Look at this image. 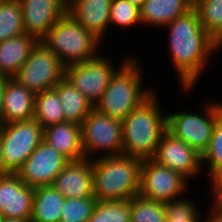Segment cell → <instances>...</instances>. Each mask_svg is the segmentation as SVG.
Listing matches in <instances>:
<instances>
[{
  "mask_svg": "<svg viewBox=\"0 0 222 222\" xmlns=\"http://www.w3.org/2000/svg\"><path fill=\"white\" fill-rule=\"evenodd\" d=\"M169 59L175 69L181 90H194L209 57L222 46L203 28L197 11L192 8L166 26ZM169 33V34H168Z\"/></svg>",
  "mask_w": 222,
  "mask_h": 222,
  "instance_id": "obj_1",
  "label": "cell"
},
{
  "mask_svg": "<svg viewBox=\"0 0 222 222\" xmlns=\"http://www.w3.org/2000/svg\"><path fill=\"white\" fill-rule=\"evenodd\" d=\"M157 94L155 90L122 121V154L140 160L154 158L160 139L166 131L167 113L161 109Z\"/></svg>",
  "mask_w": 222,
  "mask_h": 222,
  "instance_id": "obj_2",
  "label": "cell"
},
{
  "mask_svg": "<svg viewBox=\"0 0 222 222\" xmlns=\"http://www.w3.org/2000/svg\"><path fill=\"white\" fill-rule=\"evenodd\" d=\"M141 164L142 160L124 154L92 159L96 200L123 201L138 195Z\"/></svg>",
  "mask_w": 222,
  "mask_h": 222,
  "instance_id": "obj_3",
  "label": "cell"
},
{
  "mask_svg": "<svg viewBox=\"0 0 222 222\" xmlns=\"http://www.w3.org/2000/svg\"><path fill=\"white\" fill-rule=\"evenodd\" d=\"M130 57L112 75L109 84L94 108L111 118L123 121L138 105L155 90L144 88L140 60Z\"/></svg>",
  "mask_w": 222,
  "mask_h": 222,
  "instance_id": "obj_4",
  "label": "cell"
},
{
  "mask_svg": "<svg viewBox=\"0 0 222 222\" xmlns=\"http://www.w3.org/2000/svg\"><path fill=\"white\" fill-rule=\"evenodd\" d=\"M65 65L96 57L102 43L66 12L41 40Z\"/></svg>",
  "mask_w": 222,
  "mask_h": 222,
  "instance_id": "obj_5",
  "label": "cell"
},
{
  "mask_svg": "<svg viewBox=\"0 0 222 222\" xmlns=\"http://www.w3.org/2000/svg\"><path fill=\"white\" fill-rule=\"evenodd\" d=\"M207 100L202 113H166V130L196 149L201 155L208 148L217 116L222 112V102Z\"/></svg>",
  "mask_w": 222,
  "mask_h": 222,
  "instance_id": "obj_6",
  "label": "cell"
},
{
  "mask_svg": "<svg viewBox=\"0 0 222 222\" xmlns=\"http://www.w3.org/2000/svg\"><path fill=\"white\" fill-rule=\"evenodd\" d=\"M44 129L33 118L28 121L2 124L0 150L5 169L16 173L43 141Z\"/></svg>",
  "mask_w": 222,
  "mask_h": 222,
  "instance_id": "obj_7",
  "label": "cell"
},
{
  "mask_svg": "<svg viewBox=\"0 0 222 222\" xmlns=\"http://www.w3.org/2000/svg\"><path fill=\"white\" fill-rule=\"evenodd\" d=\"M81 135L85 158L94 159L97 152H100L97 157L123 153L122 121L100 113L95 108L82 122Z\"/></svg>",
  "mask_w": 222,
  "mask_h": 222,
  "instance_id": "obj_8",
  "label": "cell"
},
{
  "mask_svg": "<svg viewBox=\"0 0 222 222\" xmlns=\"http://www.w3.org/2000/svg\"><path fill=\"white\" fill-rule=\"evenodd\" d=\"M65 76V65L41 41L13 77L35 95L53 89Z\"/></svg>",
  "mask_w": 222,
  "mask_h": 222,
  "instance_id": "obj_9",
  "label": "cell"
},
{
  "mask_svg": "<svg viewBox=\"0 0 222 222\" xmlns=\"http://www.w3.org/2000/svg\"><path fill=\"white\" fill-rule=\"evenodd\" d=\"M121 60V64L114 67L113 60L108 59L102 54H99L87 61L81 63H74L65 66L64 79L72 86L80 91L93 106L102 98L107 85L116 72V70L130 57ZM104 56V57H103Z\"/></svg>",
  "mask_w": 222,
  "mask_h": 222,
  "instance_id": "obj_10",
  "label": "cell"
},
{
  "mask_svg": "<svg viewBox=\"0 0 222 222\" xmlns=\"http://www.w3.org/2000/svg\"><path fill=\"white\" fill-rule=\"evenodd\" d=\"M189 182L179 172L153 159L142 160L139 195L146 199L166 203L182 198L190 188Z\"/></svg>",
  "mask_w": 222,
  "mask_h": 222,
  "instance_id": "obj_11",
  "label": "cell"
},
{
  "mask_svg": "<svg viewBox=\"0 0 222 222\" xmlns=\"http://www.w3.org/2000/svg\"><path fill=\"white\" fill-rule=\"evenodd\" d=\"M69 160L44 140L16 172L29 187L51 186Z\"/></svg>",
  "mask_w": 222,
  "mask_h": 222,
  "instance_id": "obj_12",
  "label": "cell"
},
{
  "mask_svg": "<svg viewBox=\"0 0 222 222\" xmlns=\"http://www.w3.org/2000/svg\"><path fill=\"white\" fill-rule=\"evenodd\" d=\"M153 160L179 172L189 181L202 173V155L167 130L160 139Z\"/></svg>",
  "mask_w": 222,
  "mask_h": 222,
  "instance_id": "obj_13",
  "label": "cell"
},
{
  "mask_svg": "<svg viewBox=\"0 0 222 222\" xmlns=\"http://www.w3.org/2000/svg\"><path fill=\"white\" fill-rule=\"evenodd\" d=\"M27 35L41 41L67 12L66 0H19Z\"/></svg>",
  "mask_w": 222,
  "mask_h": 222,
  "instance_id": "obj_14",
  "label": "cell"
},
{
  "mask_svg": "<svg viewBox=\"0 0 222 222\" xmlns=\"http://www.w3.org/2000/svg\"><path fill=\"white\" fill-rule=\"evenodd\" d=\"M34 188L24 184L16 173L0 177V212L3 218L30 219Z\"/></svg>",
  "mask_w": 222,
  "mask_h": 222,
  "instance_id": "obj_15",
  "label": "cell"
},
{
  "mask_svg": "<svg viewBox=\"0 0 222 222\" xmlns=\"http://www.w3.org/2000/svg\"><path fill=\"white\" fill-rule=\"evenodd\" d=\"M52 186L65 198L94 197L92 159L69 161Z\"/></svg>",
  "mask_w": 222,
  "mask_h": 222,
  "instance_id": "obj_16",
  "label": "cell"
},
{
  "mask_svg": "<svg viewBox=\"0 0 222 222\" xmlns=\"http://www.w3.org/2000/svg\"><path fill=\"white\" fill-rule=\"evenodd\" d=\"M111 4L112 0H69L67 12L103 43L110 27Z\"/></svg>",
  "mask_w": 222,
  "mask_h": 222,
  "instance_id": "obj_17",
  "label": "cell"
},
{
  "mask_svg": "<svg viewBox=\"0 0 222 222\" xmlns=\"http://www.w3.org/2000/svg\"><path fill=\"white\" fill-rule=\"evenodd\" d=\"M35 94L14 78H5L2 124L34 118Z\"/></svg>",
  "mask_w": 222,
  "mask_h": 222,
  "instance_id": "obj_18",
  "label": "cell"
},
{
  "mask_svg": "<svg viewBox=\"0 0 222 222\" xmlns=\"http://www.w3.org/2000/svg\"><path fill=\"white\" fill-rule=\"evenodd\" d=\"M43 140L69 161L85 158L81 125L64 121L44 128Z\"/></svg>",
  "mask_w": 222,
  "mask_h": 222,
  "instance_id": "obj_19",
  "label": "cell"
},
{
  "mask_svg": "<svg viewBox=\"0 0 222 222\" xmlns=\"http://www.w3.org/2000/svg\"><path fill=\"white\" fill-rule=\"evenodd\" d=\"M38 40L26 33L0 42V77L13 78Z\"/></svg>",
  "mask_w": 222,
  "mask_h": 222,
  "instance_id": "obj_20",
  "label": "cell"
},
{
  "mask_svg": "<svg viewBox=\"0 0 222 222\" xmlns=\"http://www.w3.org/2000/svg\"><path fill=\"white\" fill-rule=\"evenodd\" d=\"M193 8V0H145L140 8L142 26L164 28Z\"/></svg>",
  "mask_w": 222,
  "mask_h": 222,
  "instance_id": "obj_21",
  "label": "cell"
},
{
  "mask_svg": "<svg viewBox=\"0 0 222 222\" xmlns=\"http://www.w3.org/2000/svg\"><path fill=\"white\" fill-rule=\"evenodd\" d=\"M64 201L52 185L34 188L31 222H60Z\"/></svg>",
  "mask_w": 222,
  "mask_h": 222,
  "instance_id": "obj_22",
  "label": "cell"
},
{
  "mask_svg": "<svg viewBox=\"0 0 222 222\" xmlns=\"http://www.w3.org/2000/svg\"><path fill=\"white\" fill-rule=\"evenodd\" d=\"M54 89L58 92L63 106L64 120L81 125L94 106L65 79L61 80Z\"/></svg>",
  "mask_w": 222,
  "mask_h": 222,
  "instance_id": "obj_23",
  "label": "cell"
},
{
  "mask_svg": "<svg viewBox=\"0 0 222 222\" xmlns=\"http://www.w3.org/2000/svg\"><path fill=\"white\" fill-rule=\"evenodd\" d=\"M34 119L43 129L65 121L63 106L54 88L35 95Z\"/></svg>",
  "mask_w": 222,
  "mask_h": 222,
  "instance_id": "obj_24",
  "label": "cell"
},
{
  "mask_svg": "<svg viewBox=\"0 0 222 222\" xmlns=\"http://www.w3.org/2000/svg\"><path fill=\"white\" fill-rule=\"evenodd\" d=\"M203 28L222 46V0H193Z\"/></svg>",
  "mask_w": 222,
  "mask_h": 222,
  "instance_id": "obj_25",
  "label": "cell"
},
{
  "mask_svg": "<svg viewBox=\"0 0 222 222\" xmlns=\"http://www.w3.org/2000/svg\"><path fill=\"white\" fill-rule=\"evenodd\" d=\"M25 33L19 0H4L0 4V42Z\"/></svg>",
  "mask_w": 222,
  "mask_h": 222,
  "instance_id": "obj_26",
  "label": "cell"
},
{
  "mask_svg": "<svg viewBox=\"0 0 222 222\" xmlns=\"http://www.w3.org/2000/svg\"><path fill=\"white\" fill-rule=\"evenodd\" d=\"M129 202L131 222H165L164 202L146 199L139 194L132 197Z\"/></svg>",
  "mask_w": 222,
  "mask_h": 222,
  "instance_id": "obj_27",
  "label": "cell"
},
{
  "mask_svg": "<svg viewBox=\"0 0 222 222\" xmlns=\"http://www.w3.org/2000/svg\"><path fill=\"white\" fill-rule=\"evenodd\" d=\"M87 222H131L129 200L97 201Z\"/></svg>",
  "mask_w": 222,
  "mask_h": 222,
  "instance_id": "obj_28",
  "label": "cell"
},
{
  "mask_svg": "<svg viewBox=\"0 0 222 222\" xmlns=\"http://www.w3.org/2000/svg\"><path fill=\"white\" fill-rule=\"evenodd\" d=\"M110 25L128 30L138 25L142 26L140 8L126 0H112L110 9Z\"/></svg>",
  "mask_w": 222,
  "mask_h": 222,
  "instance_id": "obj_29",
  "label": "cell"
},
{
  "mask_svg": "<svg viewBox=\"0 0 222 222\" xmlns=\"http://www.w3.org/2000/svg\"><path fill=\"white\" fill-rule=\"evenodd\" d=\"M198 207L193 198L190 200L189 197L166 202L165 222H202V214Z\"/></svg>",
  "mask_w": 222,
  "mask_h": 222,
  "instance_id": "obj_30",
  "label": "cell"
},
{
  "mask_svg": "<svg viewBox=\"0 0 222 222\" xmlns=\"http://www.w3.org/2000/svg\"><path fill=\"white\" fill-rule=\"evenodd\" d=\"M96 202L95 197L65 198L60 222H87Z\"/></svg>",
  "mask_w": 222,
  "mask_h": 222,
  "instance_id": "obj_31",
  "label": "cell"
},
{
  "mask_svg": "<svg viewBox=\"0 0 222 222\" xmlns=\"http://www.w3.org/2000/svg\"><path fill=\"white\" fill-rule=\"evenodd\" d=\"M203 165L208 167L209 177L222 168V112L217 116L210 144L202 153V167L205 168Z\"/></svg>",
  "mask_w": 222,
  "mask_h": 222,
  "instance_id": "obj_32",
  "label": "cell"
},
{
  "mask_svg": "<svg viewBox=\"0 0 222 222\" xmlns=\"http://www.w3.org/2000/svg\"><path fill=\"white\" fill-rule=\"evenodd\" d=\"M210 182V192L212 195V205L210 208L222 209V168L208 177Z\"/></svg>",
  "mask_w": 222,
  "mask_h": 222,
  "instance_id": "obj_33",
  "label": "cell"
},
{
  "mask_svg": "<svg viewBox=\"0 0 222 222\" xmlns=\"http://www.w3.org/2000/svg\"><path fill=\"white\" fill-rule=\"evenodd\" d=\"M208 212L209 219L206 218L202 222H222V209L211 208L210 210H208Z\"/></svg>",
  "mask_w": 222,
  "mask_h": 222,
  "instance_id": "obj_34",
  "label": "cell"
},
{
  "mask_svg": "<svg viewBox=\"0 0 222 222\" xmlns=\"http://www.w3.org/2000/svg\"><path fill=\"white\" fill-rule=\"evenodd\" d=\"M4 92H5V77H0V120H1V123H2Z\"/></svg>",
  "mask_w": 222,
  "mask_h": 222,
  "instance_id": "obj_35",
  "label": "cell"
},
{
  "mask_svg": "<svg viewBox=\"0 0 222 222\" xmlns=\"http://www.w3.org/2000/svg\"><path fill=\"white\" fill-rule=\"evenodd\" d=\"M1 222H31V219L2 218Z\"/></svg>",
  "mask_w": 222,
  "mask_h": 222,
  "instance_id": "obj_36",
  "label": "cell"
},
{
  "mask_svg": "<svg viewBox=\"0 0 222 222\" xmlns=\"http://www.w3.org/2000/svg\"><path fill=\"white\" fill-rule=\"evenodd\" d=\"M9 174V172L5 169L3 160H2V153L0 150V177Z\"/></svg>",
  "mask_w": 222,
  "mask_h": 222,
  "instance_id": "obj_37",
  "label": "cell"
},
{
  "mask_svg": "<svg viewBox=\"0 0 222 222\" xmlns=\"http://www.w3.org/2000/svg\"><path fill=\"white\" fill-rule=\"evenodd\" d=\"M126 1L130 2L132 5H135L138 8H141L145 0H126Z\"/></svg>",
  "mask_w": 222,
  "mask_h": 222,
  "instance_id": "obj_38",
  "label": "cell"
},
{
  "mask_svg": "<svg viewBox=\"0 0 222 222\" xmlns=\"http://www.w3.org/2000/svg\"><path fill=\"white\" fill-rule=\"evenodd\" d=\"M2 218H3V217H2L1 212H0V222H1Z\"/></svg>",
  "mask_w": 222,
  "mask_h": 222,
  "instance_id": "obj_39",
  "label": "cell"
}]
</instances>
